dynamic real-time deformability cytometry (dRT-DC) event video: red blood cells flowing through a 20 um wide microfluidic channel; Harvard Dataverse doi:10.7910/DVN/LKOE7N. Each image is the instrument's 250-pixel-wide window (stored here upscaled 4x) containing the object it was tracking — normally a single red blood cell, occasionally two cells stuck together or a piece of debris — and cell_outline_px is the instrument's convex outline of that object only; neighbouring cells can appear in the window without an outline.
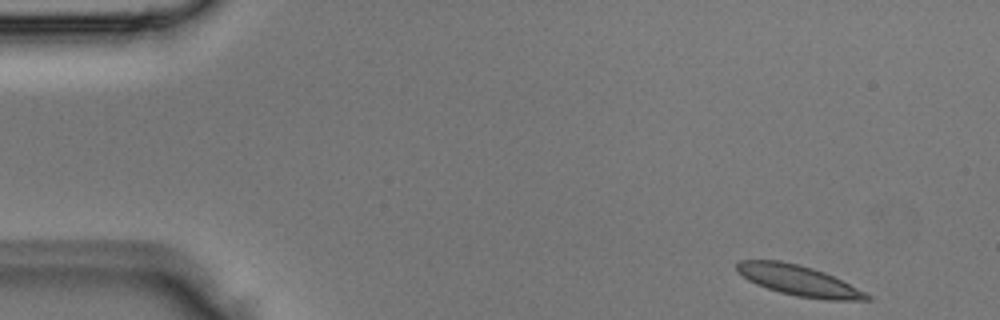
{"species": "Egyptian fruit bat (a non-hibernating species)", "species_latin": "Rousettus aegyptiacus", "temperature_condition": "room temperature", "stored_images_in_passage": 3, "camera_frame_rate_fps": 3000, "um_per_image_px": 0.085, "animal": {"sex": "male"}, "frame": {"image": 1, "passage_image": 1, "time_ms": 0.0, "image_size_px": [1000, 320], "cell_outline_px": [[872, 300], [828, 300], [796, 296], [780, 292], [756, 284], [748, 280], [736, 272], [736, 264], [740, 260], [780, 260], [812, 268], [824, 272], [872, 296]], "centroid_in_image_um": [67.84, 23.84], "position_along_channel_um": 17.2, "area_um2": 22.77}}
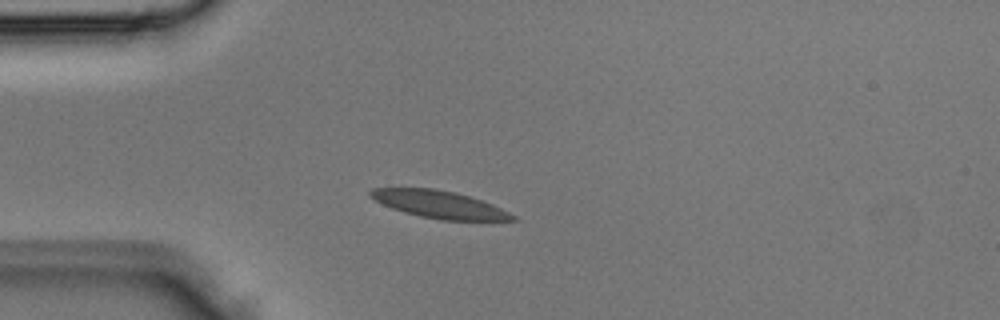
{"frame": {"image": 2, "passage_image": 3, "time_ms": 0.667, "image_size_px": [1000, 320], "cell_outline_px": [[516, 220], [440, 220], [420, 216], [404, 212], [392, 208], [368, 196], [368, 192], [372, 188], [432, 188], [456, 192], [492, 204], [516, 216]], "centroid_in_image_um": [37.31, 17.37], "position_along_channel_um": 47.7, "area_um2": 22.43}}